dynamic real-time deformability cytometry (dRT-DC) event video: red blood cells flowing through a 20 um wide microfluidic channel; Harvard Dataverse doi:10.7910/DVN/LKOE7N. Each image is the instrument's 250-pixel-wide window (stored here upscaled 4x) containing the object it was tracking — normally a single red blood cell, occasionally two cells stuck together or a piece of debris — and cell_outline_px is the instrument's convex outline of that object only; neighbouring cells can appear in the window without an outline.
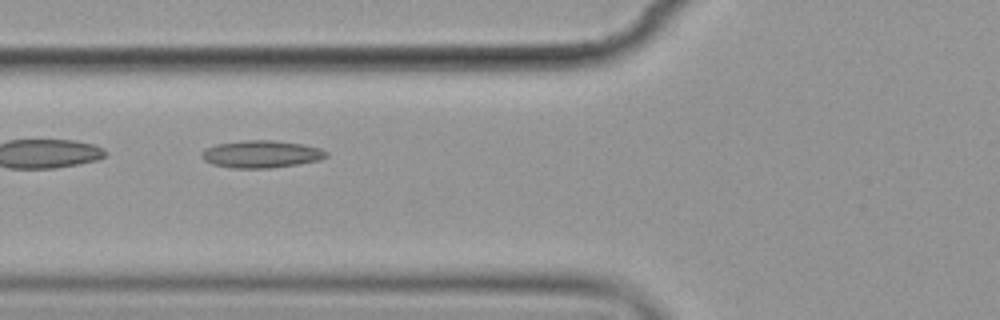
{"species": "common noctule bat (a hibernating species)", "species_latin": "Nyctalus noctula", "temperature_condition": "cold", "stored_images_in_passage": 6, "camera_frame_rate_fps": 3000, "um_per_image_px": 0.085, "animal": {"sex": "female", "body_mass_g": 19.9}, "frame": {"image": 1, "passage_image": 3, "time_ms": 2.333, "image_size_px": [1000, 320], "cell_outline_px": [[328, 156], [320, 160], [296, 164], [268, 168], [232, 168], [212, 164], [204, 160], [200, 156], [200, 152], [204, 148], [216, 144], [244, 140], [272, 140], [304, 144], [320, 148], [328, 152]], "centroid_in_image_um": [22.18, 13.09], "position_along_channel_um": 103.6, "area_um2": 20.0}}
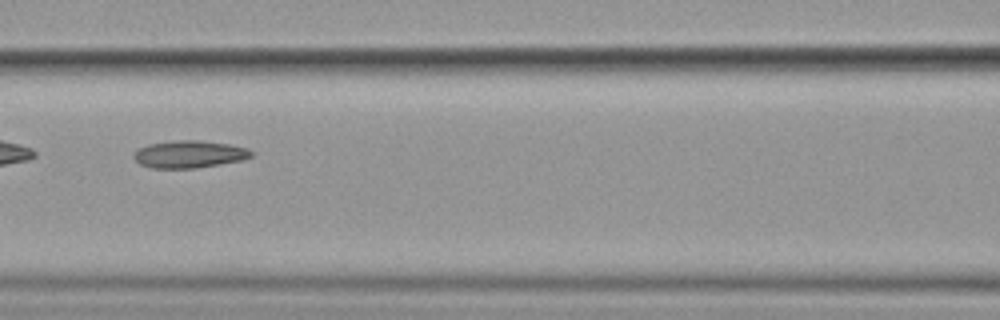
{"frame": {"image": 2, "passage_image": 4, "time_ms": 3.667, "image_size_px": [1000, 320], "cell_outline_px": [[252, 156], [244, 160], [196, 168], [152, 168], [140, 164], [132, 156], [136, 148], [148, 144], [180, 140], [200, 140], [228, 144], [248, 148], [252, 152]], "centroid_in_image_um": [16.07, 13.11], "position_along_channel_um": 150.5, "area_um2": 18.79}}
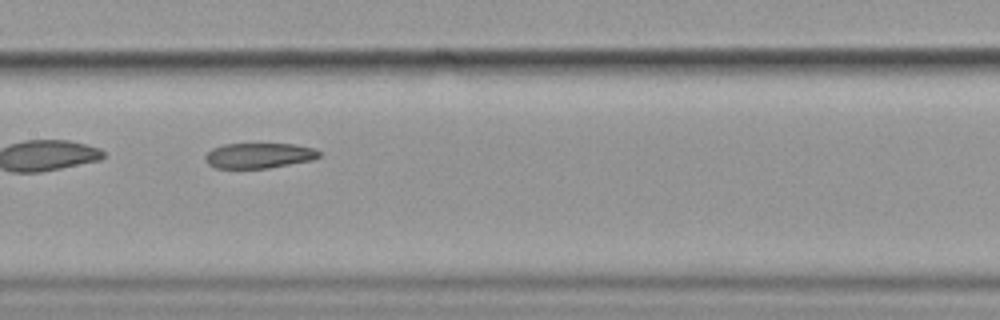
{"frame": {"image": 3, "passage_image": 5, "time_ms": 4.667, "image_size_px": [1000, 320], "cell_outline_px": [[320, 156], [312, 160], [268, 168], [216, 168], [208, 164], [204, 156], [212, 148], [224, 144], [296, 144], [316, 148], [320, 152]], "centroid_in_image_um": [22.03, 13.22], "position_along_channel_um": 185.4, "area_um2": 16.82}}